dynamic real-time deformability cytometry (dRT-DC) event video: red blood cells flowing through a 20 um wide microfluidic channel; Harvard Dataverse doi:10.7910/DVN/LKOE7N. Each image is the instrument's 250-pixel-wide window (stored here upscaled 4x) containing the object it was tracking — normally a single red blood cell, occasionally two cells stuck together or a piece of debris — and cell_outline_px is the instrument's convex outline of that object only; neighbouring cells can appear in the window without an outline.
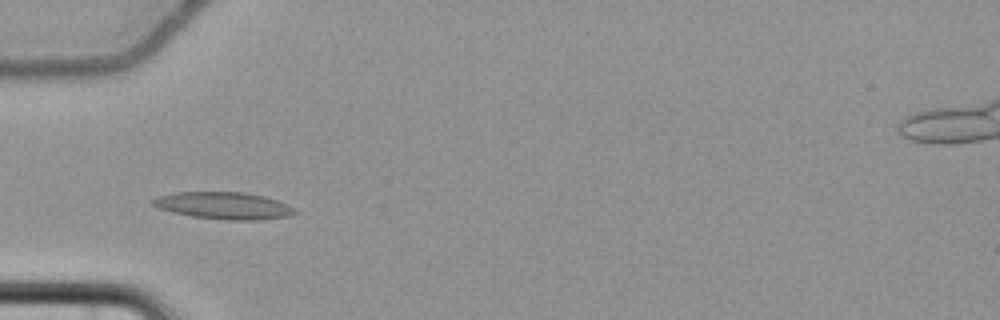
{"species": "common noctule bat (a hibernating species)", "species_latin": "Nyctalus noctula", "temperature_condition": "cold", "stored_images_in_passage": 5, "camera_frame_rate_fps": 3000, "um_per_image_px": 0.085, "animal": {"sex": "female", "body_mass_g": 22.7, "forearm_length_mm": 54.2}, "frame": {"image": 1, "passage_image": 4, "time_ms": 3.667, "image_size_px": [1000, 320], "cell_outline_px": [[300, 212], [288, 216], [260, 220], [224, 220], [192, 216], [172, 212], [148, 204], [148, 200], [172, 192], [244, 192], [264, 196], [276, 200]], "centroid_in_image_um": [18.96, 17.48], "position_along_channel_um": 66.0, "area_um2": 22.48}}
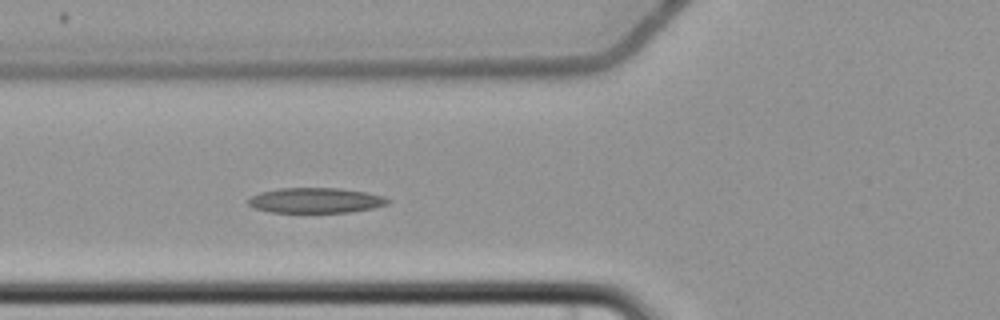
{"frame": {"image": 2, "passage_image": 5, "time_ms": 4.667, "image_size_px": [1000, 320], "cell_outline_px": [[392, 200], [388, 204], [372, 208], [352, 212], [272, 212], [256, 208], [248, 204], [248, 200], [252, 196], [260, 192], [280, 188], [340, 188], [364, 192], [384, 196]], "centroid_in_image_um": [26.87, 17.03], "position_along_channel_um": 98.9, "area_um2": 20.4}}